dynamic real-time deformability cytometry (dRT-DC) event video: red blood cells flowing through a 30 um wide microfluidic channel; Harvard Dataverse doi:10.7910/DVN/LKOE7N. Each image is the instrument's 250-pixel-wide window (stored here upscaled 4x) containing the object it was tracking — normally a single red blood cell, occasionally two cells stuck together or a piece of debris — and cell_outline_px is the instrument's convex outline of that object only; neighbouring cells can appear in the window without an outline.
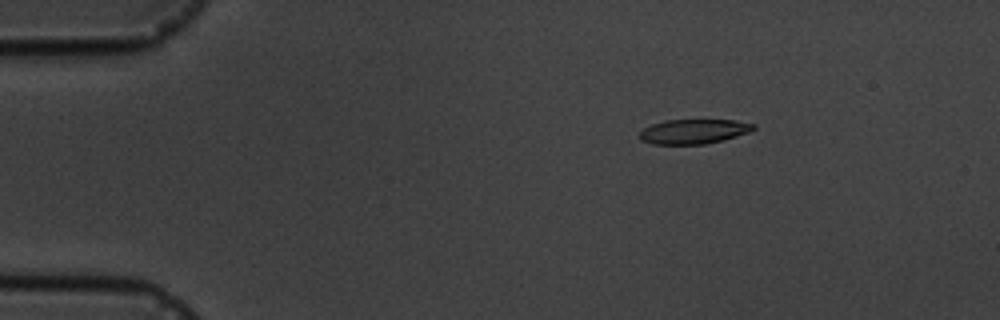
{"species": "common noctule bat (a hibernating species)", "species_latin": "Nyctalus noctula", "temperature_condition": "cold", "stored_images_in_passage": 5, "camera_frame_rate_fps": 3000, "um_per_image_px": 0.085, "animal": {"sex": "male", "body_mass_g": 19.5, "forearm_length_mm": 54.6}, "frame": {"image": 1, "passage_image": 3, "time_ms": 2.333, "image_size_px": [1000, 320], "cell_outline_px": [[756, 128], [748, 132], [724, 140], [704, 144], [652, 144], [640, 140], [640, 132], [644, 128], [652, 124], [664, 120], [736, 120], [756, 124]], "centroid_in_image_um": [58.97, 11.17], "position_along_channel_um": 26.0, "area_um2": 16.36}}